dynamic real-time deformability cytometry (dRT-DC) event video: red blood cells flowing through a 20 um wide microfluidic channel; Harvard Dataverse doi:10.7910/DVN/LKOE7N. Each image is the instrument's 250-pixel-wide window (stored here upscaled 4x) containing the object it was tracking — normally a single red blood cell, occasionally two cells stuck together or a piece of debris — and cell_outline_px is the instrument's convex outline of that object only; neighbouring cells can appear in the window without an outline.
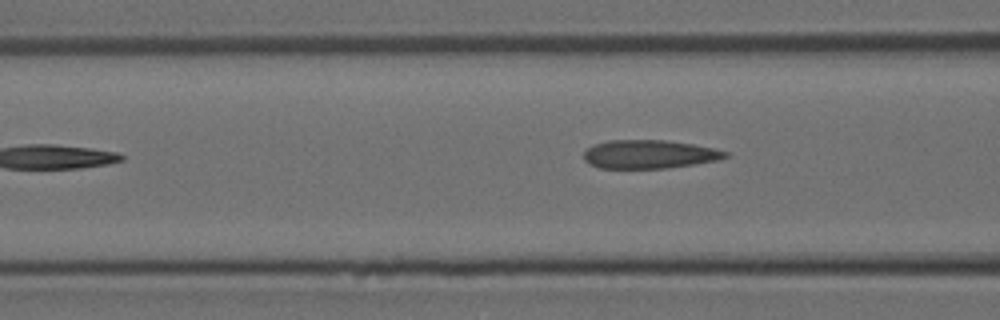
{"species": "Egyptian fruit bat (a non-hibernating species)", "species_latin": "Rousettus aegyptiacus", "temperature_condition": "room temperature", "stored_images_in_passage": 3, "camera_frame_rate_fps": 3000, "um_per_image_px": 0.085, "animal": {"sex": "female"}, "frame": {"image": 1, "passage_image": 3, "time_ms": 0.667, "image_size_px": [1000, 320], "cell_outline_px": [[732, 156], [720, 160], [696, 164], [668, 168], [600, 168], [588, 164], [584, 160], [584, 152], [592, 144], [608, 140], [664, 140], [692, 144], [732, 152]], "centroid_in_image_um": [55.23, 13.11], "position_along_channel_um": 111.4, "area_um2": 23.87}}